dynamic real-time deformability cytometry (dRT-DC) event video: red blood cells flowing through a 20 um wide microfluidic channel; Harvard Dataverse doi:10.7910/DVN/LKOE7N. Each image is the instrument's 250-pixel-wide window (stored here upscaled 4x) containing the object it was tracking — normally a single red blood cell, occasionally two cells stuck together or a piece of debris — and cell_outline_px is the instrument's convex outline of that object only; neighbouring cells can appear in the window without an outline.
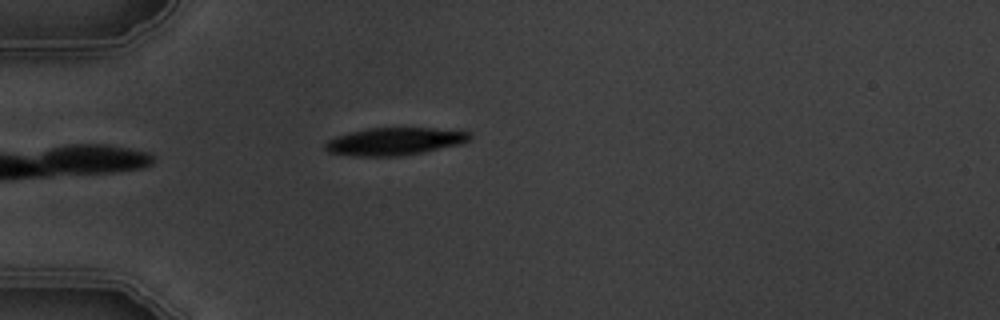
{"species": "common noctule bat (a hibernating species)", "species_latin": "Nyctalus noctula", "temperature_condition": "warm", "stored_images_in_passage": 5, "camera_frame_rate_fps": 3000, "um_per_image_px": 0.085, "animal": {"sex": "male", "body_mass_g": 19.5, "forearm_length_mm": 54.6}, "frame": {"image": 1, "passage_image": 5, "time_ms": 5.333, "image_size_px": [1000, 320], "cell_outline_px": [[472, 136], [468, 140], [460, 144], [400, 156], [352, 156], [328, 152], [324, 148], [324, 144], [328, 140], [336, 136], [368, 128], [432, 128], [468, 132]], "centroid_in_image_um": [33.48, 12.02], "position_along_channel_um": 51.5, "area_um2": 22.89}}